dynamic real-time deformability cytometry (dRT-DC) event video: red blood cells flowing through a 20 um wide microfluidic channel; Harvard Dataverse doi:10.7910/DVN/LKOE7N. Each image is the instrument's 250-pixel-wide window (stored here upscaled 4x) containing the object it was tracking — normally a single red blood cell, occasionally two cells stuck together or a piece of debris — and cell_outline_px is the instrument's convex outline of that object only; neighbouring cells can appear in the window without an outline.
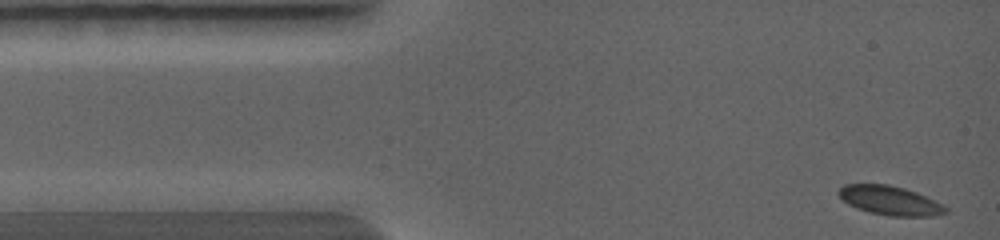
{"species": "common noctule bat (a hibernating species)", "species_latin": "Nyctalus noctula", "temperature_condition": "warm", "stored_images_in_passage": 25, "camera_frame_rate_fps": 5000, "um_per_image_px": 0.085, "animal": {"sex": "female", "body_mass_g": 19.0, "forearm_length_mm": 56.7}, "frame": {"image": 1, "passage_image": 1, "time_ms": 0.0, "image_size_px": [1000, 240], "cell_outline_px": [[944, 212], [928, 216], [888, 216], [868, 212], [848, 204], [840, 196], [840, 188], [848, 184], [880, 184], [900, 188], [924, 196], [940, 204], [944, 208]], "centroid_in_image_um": [75.56, 17.06], "position_along_channel_um": 9.4, "area_um2": 17.17}}
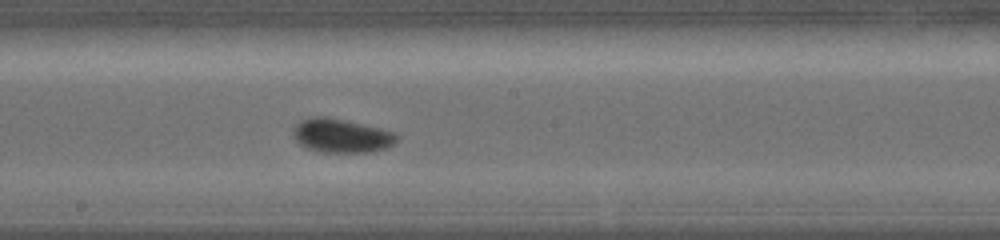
{"frame": {"image": 2, "passage_image": 15, "time_ms": 5.2, "image_size_px": [1000, 240], "cell_outline_px": [[396, 140], [388, 148], [368, 152], [324, 152], [308, 148], [300, 144], [296, 140], [296, 128], [304, 120], [312, 116], [324, 116], [388, 132], [396, 136]], "centroid_in_image_um": [28.99, 11.57], "position_along_channel_um": 219.2, "area_um2": 19.07}}
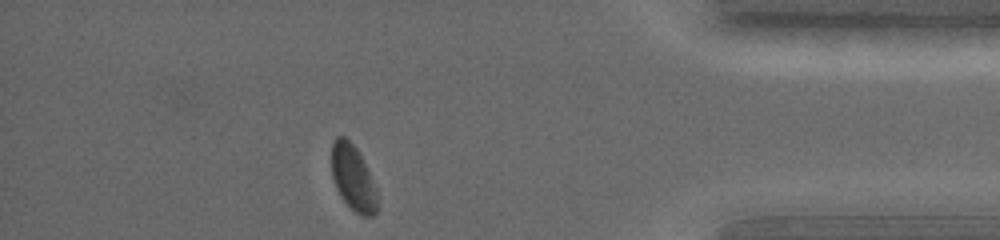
{"frame": {"image": 3, "passage_image": 25, "time_ms": 9.2, "image_size_px": [1000, 240], "cell_outline_px": [[376, 212], [372, 216], [364, 216], [356, 212], [344, 200], [336, 184], [332, 172], [332, 144], [340, 136], [344, 136], [348, 140], [356, 152], [364, 168], [376, 200]], "centroid_in_image_um": [29.94, 15.15], "position_along_channel_um": 405.3, "area_um2": 15.49}}